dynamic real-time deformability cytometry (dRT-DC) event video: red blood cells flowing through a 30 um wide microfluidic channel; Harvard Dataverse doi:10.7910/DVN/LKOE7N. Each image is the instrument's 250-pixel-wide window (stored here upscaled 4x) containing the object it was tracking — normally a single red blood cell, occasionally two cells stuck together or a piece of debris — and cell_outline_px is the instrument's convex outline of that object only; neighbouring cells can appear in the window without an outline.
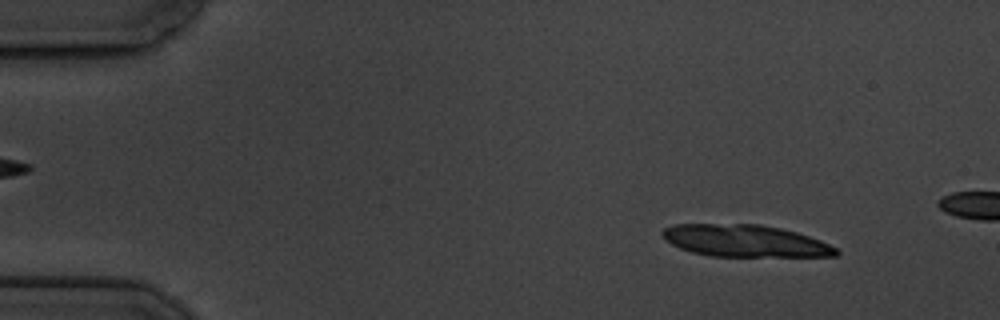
{"species": "common noctule bat (a hibernating species)", "species_latin": "Nyctalus noctula", "temperature_condition": "cold", "stored_images_in_passage": 5, "segment_of_instrument_passage": [1, 2], "camera_frame_rate_fps": 3000, "um_per_image_px": 0.085, "animal": {"sex": "male", "body_mass_g": 19.5, "forearm_length_mm": 54.6}, "frame": {"image": 1, "passage_image": 1, "time_ms": 0.0, "image_size_px": [1000, 320], "cell_outline_px": [[840, 252], [836, 256], [708, 256], [692, 252], [680, 248], [672, 244], [660, 232], [664, 228], [672, 224], [760, 224], [780, 228], [796, 232], [820, 240], [836, 248]], "centroid_in_image_um": [63.32, 20.47], "position_along_channel_um": 21.7, "area_um2": 32.25}}